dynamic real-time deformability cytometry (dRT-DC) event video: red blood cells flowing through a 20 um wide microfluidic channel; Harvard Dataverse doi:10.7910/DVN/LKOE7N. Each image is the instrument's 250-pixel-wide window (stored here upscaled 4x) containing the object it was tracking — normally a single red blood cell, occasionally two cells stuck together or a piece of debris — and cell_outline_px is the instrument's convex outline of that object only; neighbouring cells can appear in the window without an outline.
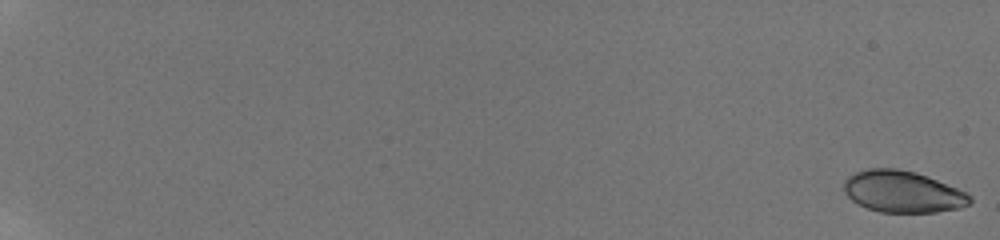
{"species": "human", "species_latin": "Homo sapiens", "temperature_condition": "room temperature", "stored_images_in_passage": 58, "camera_frame_rate_fps": 3000, "um_per_image_px": 0.085, "donor": {"sex": "male"}, "frame": {"image": 1, "passage_image": 1, "time_ms": 0.0, "image_size_px": [1000, 240], "cell_outline_px": [[972, 200], [968, 204], [960, 208], [936, 212], [880, 212], [868, 208], [852, 200], [844, 192], [844, 180], [848, 176], [856, 172], [868, 168], [896, 168], [916, 172], [956, 188], [972, 196]], "centroid_in_image_um": [76.71, 16.29], "position_along_channel_um": 8.3, "area_um2": 30.35}}
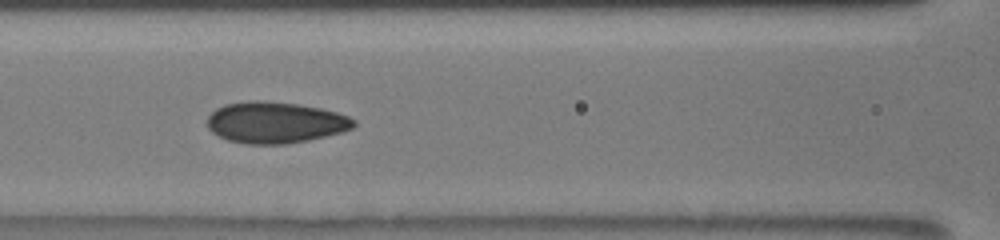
{"frame": {"image": 2, "passage_image": 31, "time_ms": 10.0, "image_size_px": [1000, 240], "cell_outline_px": [[356, 124], [352, 128], [344, 132], [308, 140], [288, 144], [248, 144], [228, 140], [212, 132], [208, 128], [208, 116], [216, 108], [224, 104], [248, 100], [264, 100], [296, 104], [320, 108], [336, 112], [348, 116], [356, 120]], "centroid_in_image_um": [23.41, 10.41], "position_along_channel_um": 143.2, "area_um2": 35.43}}
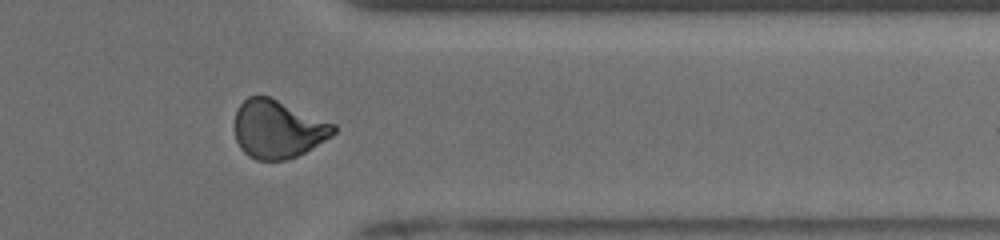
{"frame": {"image": 3, "passage_image": 50, "time_ms": 16.333, "image_size_px": [1000, 240], "cell_outline_px": [[336, 132], [332, 136], [304, 152], [288, 160], [256, 160], [248, 156], [240, 148], [236, 140], [232, 128], [232, 124], [236, 112], [240, 104], [248, 96], [268, 96], [336, 124]], "centroid_in_image_um": [23.57, 10.98], "position_along_channel_um": 387.8, "area_um2": 33.76}, "authors_computed_cell_mechanics": {"area_um2": 32.9171, "velocity_mm_per_s": 3.8913, "shape_relaxation_time_tau1_ms": null, "shape_relaxation_time_tau2_ms": 1.3095, "deformation_change_tau1": null, "deformation_change_tau2": 0.0651}}